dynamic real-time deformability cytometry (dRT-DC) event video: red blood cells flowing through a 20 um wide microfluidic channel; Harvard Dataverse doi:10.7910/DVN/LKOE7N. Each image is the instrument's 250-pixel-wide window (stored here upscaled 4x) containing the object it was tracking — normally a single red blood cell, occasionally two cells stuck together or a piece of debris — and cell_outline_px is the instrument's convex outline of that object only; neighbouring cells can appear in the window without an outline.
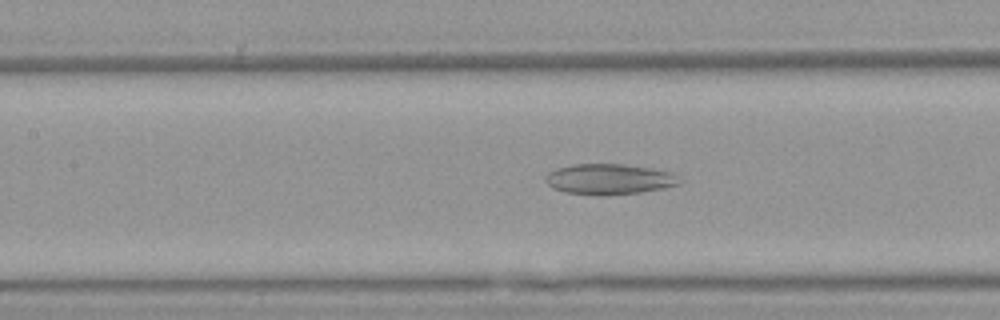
{"species": "Egyptian fruit bat (a non-hibernating species)", "species_latin": "Rousettus aegyptiacus", "temperature_condition": "warm", "stored_images_in_passage": 36, "segment_of_instrument_passage": [1, 2], "camera_frame_rate_fps": 3000, "um_per_image_px": 0.085, "animal": {"sex": "female"}, "frame": {"image": 1, "passage_image": 18, "time_ms": 5.667, "image_size_px": [1000, 320], "cell_outline_px": [[680, 184], [664, 188], [640, 192], [564, 192], [552, 188], [544, 180], [544, 176], [548, 172], [556, 168], [572, 164], [624, 164], [652, 168], [668, 172], [680, 176]], "centroid_in_image_um": [51.77, 15.17], "position_along_channel_um": 155.6, "area_um2": 23.0}}
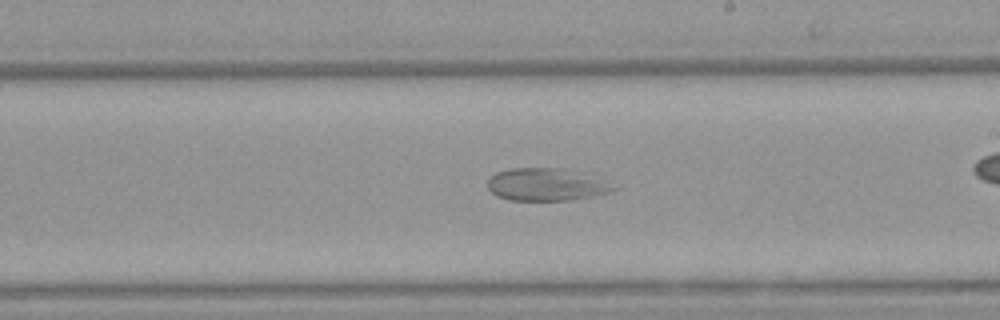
{"frame": {"image": 2, "passage_image": 25, "time_ms": 8.0, "image_size_px": [1000, 320], "cell_outline_px": [[616, 188], [608, 192], [592, 196], [568, 200], [508, 200], [496, 196], [488, 188], [488, 176], [496, 172], [512, 168], [568, 168], [588, 172], [608, 180]], "centroid_in_image_um": [46.47, 15.66], "position_along_channel_um": 242.5, "area_um2": 24.39}}
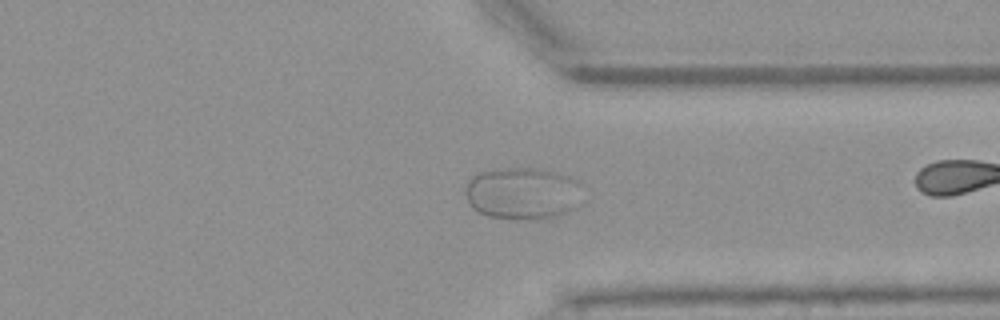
{"frame": {"image": 3, "passage_image": 35, "time_ms": 11.333, "image_size_px": [1000, 320], "cell_outline_px": [[580, 204], [576, 208], [568, 212], [556, 216], [532, 220], [488, 216], [472, 208], [464, 192], [464, 188], [468, 180], [476, 172], [500, 168], [532, 168], [560, 172], [580, 180]], "centroid_in_image_um": [44.43, 16.41], "position_along_channel_um": 367.0, "area_um2": 36.18}}